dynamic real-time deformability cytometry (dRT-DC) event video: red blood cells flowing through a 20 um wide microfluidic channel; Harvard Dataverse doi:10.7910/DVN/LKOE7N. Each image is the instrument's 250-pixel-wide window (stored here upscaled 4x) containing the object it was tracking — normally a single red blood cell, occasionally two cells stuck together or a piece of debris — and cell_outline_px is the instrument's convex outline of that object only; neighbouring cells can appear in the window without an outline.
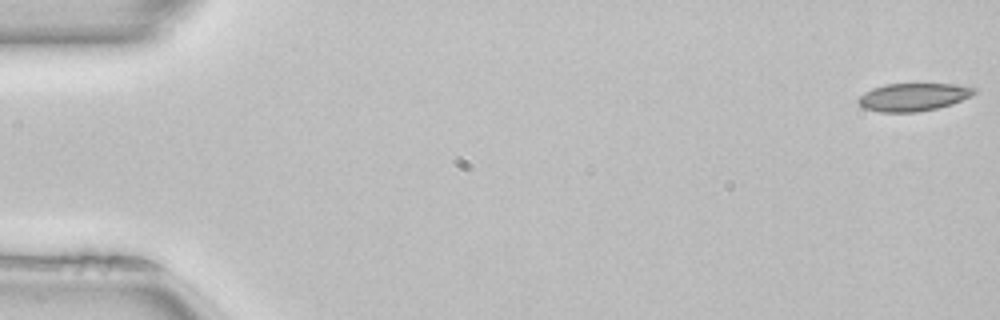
{"species": "common noctule bat (a hibernating species)", "species_latin": "Nyctalus noctula", "temperature_condition": "room temperature", "stored_images_in_passage": 51, "camera_frame_rate_fps": 3000, "um_per_image_px": 0.085, "animal": {"sex": "female", "body_mass_g": 22.7, "forearm_length_mm": 54.2}, "frame": {"image": 1, "passage_image": 1, "time_ms": 0.0, "image_size_px": [1000, 320], "cell_outline_px": [[976, 92], [972, 96], [952, 104], [936, 108], [916, 112], [880, 112], [864, 108], [856, 100], [864, 92], [872, 88], [884, 84], [952, 84], [976, 88]], "centroid_in_image_um": [77.62, 8.24], "position_along_channel_um": 7.4, "area_um2": 18.79}}
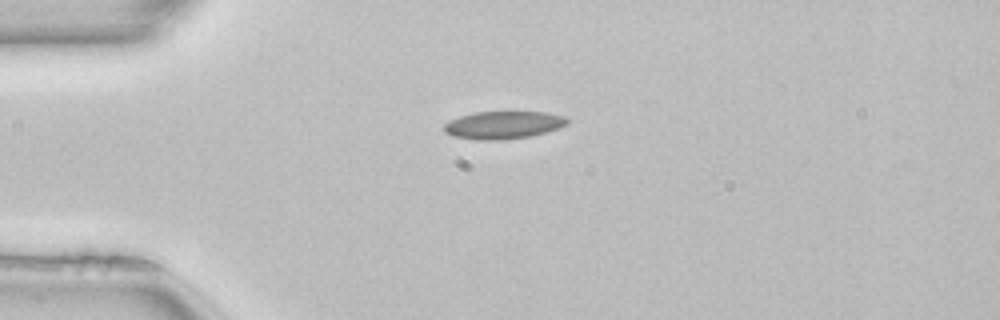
{"frame": {"image": 2, "passage_image": 13, "time_ms": 4.0, "image_size_px": [1000, 320], "cell_outline_px": [[568, 124], [560, 128], [532, 136], [504, 140], [480, 140], [452, 136], [444, 132], [444, 124], [448, 120], [460, 116], [476, 112], [544, 112], [564, 116], [568, 120]], "centroid_in_image_um": [42.78, 10.63], "position_along_channel_um": 42.2, "area_um2": 20.0}}
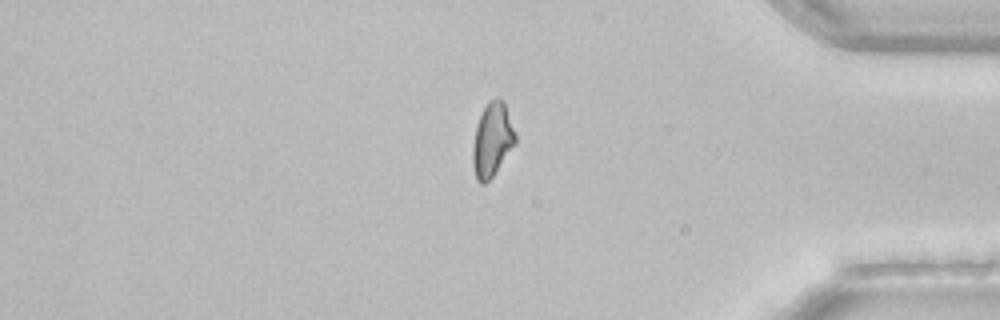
{"frame": {"image": 3, "passage_image": 43, "time_ms": 14.0, "image_size_px": [1000, 320], "cell_outline_px": [[516, 144], [492, 176], [484, 184], [480, 184], [476, 180], [472, 164], [472, 148], [476, 124], [488, 100], [496, 96], [500, 96], [504, 100], [516, 132]], "centroid_in_image_um": [41.84, 11.84], "position_along_channel_um": 393.4, "area_um2": 18.73}, "authors_computed_cell_mechanics": {"area_um2": 18.9006, "velocity_mm_per_s": 4.0314, "shape_relaxation_time_tau1_ms": null, "shape_relaxation_time_tau2_ms": 2.6924, "deformation_change_tau1": null, "deformation_change_tau2": 0.0843}}